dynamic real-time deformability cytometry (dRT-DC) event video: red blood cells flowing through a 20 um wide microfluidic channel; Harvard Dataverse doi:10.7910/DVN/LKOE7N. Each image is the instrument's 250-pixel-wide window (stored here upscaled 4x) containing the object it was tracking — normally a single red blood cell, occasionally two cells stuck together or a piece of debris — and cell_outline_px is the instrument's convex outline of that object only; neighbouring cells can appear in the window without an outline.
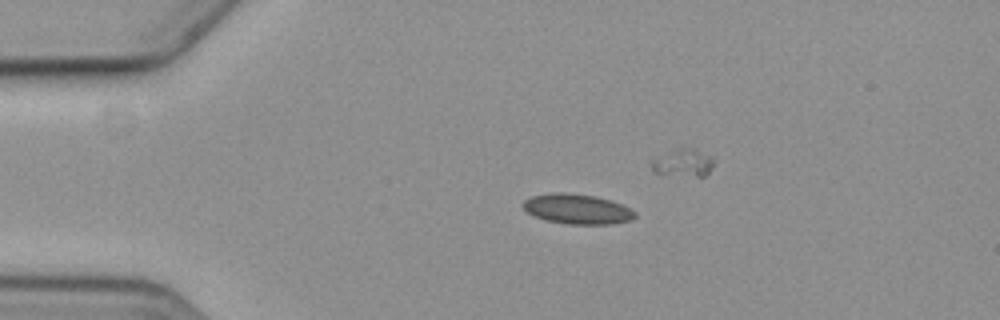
{"species": "common noctule bat (a hibernating species)", "species_latin": "Nyctalus noctula", "temperature_condition": "cold", "stored_images_in_passage": 5, "camera_frame_rate_fps": 3000, "um_per_image_px": 0.085, "animal": {"sex": "female", "body_mass_g": 19.3, "forearm_length_mm": 54.1}, "frame": {"image": 1, "passage_image": 2, "time_ms": 1.333, "image_size_px": [1000, 320], "cell_outline_px": [[636, 216], [632, 220], [612, 224], [564, 224], [544, 220], [528, 212], [520, 204], [524, 200], [532, 196], [592, 196], [608, 200], [620, 204], [636, 212]], "centroid_in_image_um": [49.11, 17.85], "position_along_channel_um": 35.9, "area_um2": 18.44}}
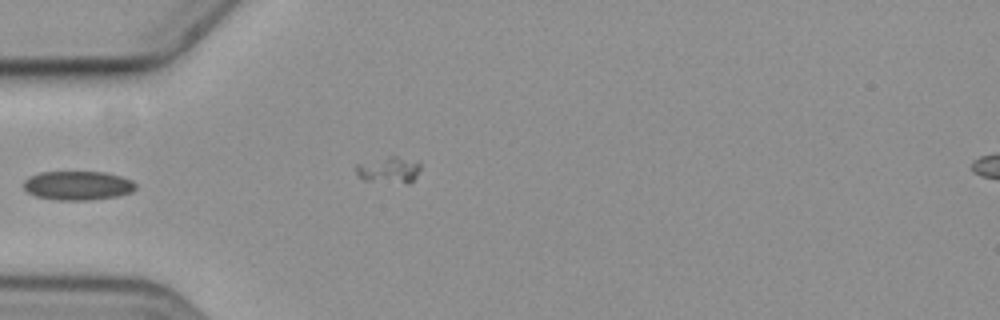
{"frame": {"image": 2, "passage_image": 4, "time_ms": 3.667, "image_size_px": [1000, 320], "cell_outline_px": [[136, 188], [132, 192], [116, 196], [88, 200], [56, 200], [36, 196], [28, 192], [24, 188], [24, 180], [28, 176], [40, 172], [104, 172], [120, 176], [132, 180], [136, 184]], "centroid_in_image_um": [6.6, 15.77], "position_along_channel_um": 78.4, "area_um2": 18.96}}